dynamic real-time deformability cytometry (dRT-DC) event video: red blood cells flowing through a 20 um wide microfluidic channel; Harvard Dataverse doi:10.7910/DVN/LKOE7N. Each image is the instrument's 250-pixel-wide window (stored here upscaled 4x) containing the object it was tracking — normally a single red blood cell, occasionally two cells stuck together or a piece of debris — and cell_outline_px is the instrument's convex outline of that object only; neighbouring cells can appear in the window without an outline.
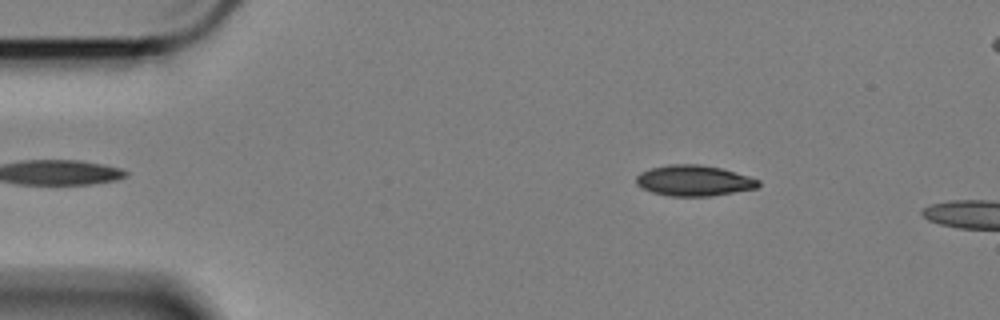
{"species": "Egyptian fruit bat (a non-hibernating species)", "species_latin": "Rousettus aegyptiacus", "temperature_condition": "cold", "stored_images_in_passage": 7, "camera_frame_rate_fps": 3000, "um_per_image_px": 0.085, "animal": {"sex": "female"}, "frame": {"image": 1, "passage_image": 3, "time_ms": 0.667, "image_size_px": [1000, 320], "cell_outline_px": [[760, 184], [756, 188], [712, 196], [668, 196], [652, 192], [636, 184], [636, 176], [640, 172], [652, 168], [668, 164], [700, 164], [720, 168], [748, 176], [760, 180]], "centroid_in_image_um": [58.97, 15.35], "position_along_channel_um": 26.0, "area_um2": 21.79}}